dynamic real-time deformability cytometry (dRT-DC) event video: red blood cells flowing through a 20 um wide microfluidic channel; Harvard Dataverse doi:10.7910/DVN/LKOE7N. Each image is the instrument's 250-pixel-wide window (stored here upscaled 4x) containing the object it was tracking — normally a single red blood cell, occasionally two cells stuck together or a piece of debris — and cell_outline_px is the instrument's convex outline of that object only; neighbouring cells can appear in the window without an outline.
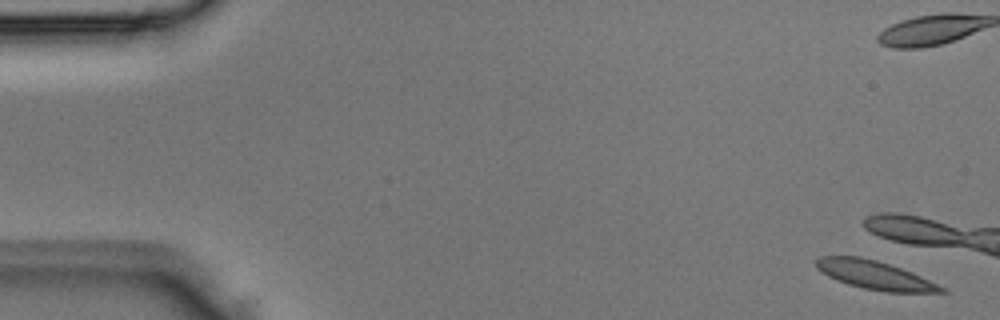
{"species": "Egyptian fruit bat (a non-hibernating species)", "species_latin": "Rousettus aegyptiacus", "temperature_condition": "room temperature", "stored_images_in_passage": 3, "camera_frame_rate_fps": 3000, "um_per_image_px": 0.085, "animal": {"sex": "male"}, "frame": {"image": 1, "passage_image": 1, "time_ms": 0.0, "image_size_px": [1000, 320], "cell_outline_px": [[948, 292], [884, 292], [864, 288], [848, 284], [836, 280], [820, 272], [816, 268], [816, 260], [820, 256], [860, 256], [876, 260], [912, 272], [948, 288]], "centroid_in_image_um": [74.37, 23.38], "position_along_channel_um": 10.6, "area_um2": 20.87}}